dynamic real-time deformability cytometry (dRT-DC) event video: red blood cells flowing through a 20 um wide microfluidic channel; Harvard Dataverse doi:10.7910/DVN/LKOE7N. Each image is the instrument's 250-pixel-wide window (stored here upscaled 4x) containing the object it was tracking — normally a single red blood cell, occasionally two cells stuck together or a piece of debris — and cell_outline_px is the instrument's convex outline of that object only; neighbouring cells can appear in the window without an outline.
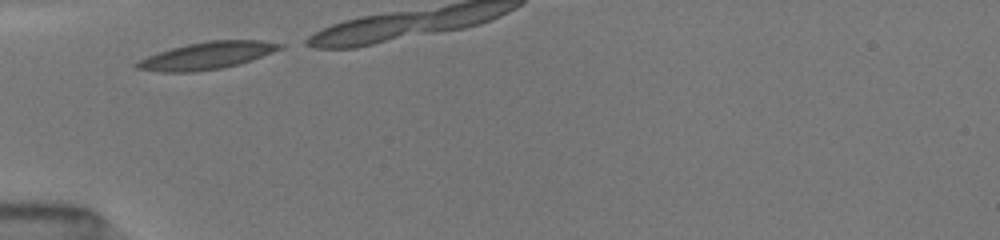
{"species": "common noctule bat (a hibernating species)", "species_latin": "Nyctalus noctula", "temperature_condition": "room temperature", "stored_images_in_passage": 6, "camera_frame_rate_fps": 3000, "um_per_image_px": 0.085, "animal": {"sex": "female", "body_mass_g": 19.5, "forearm_length_mm": 54.1}, "frame": {"image": 1, "passage_image": 1, "time_ms": 0.0, "image_size_px": [1000, 240], "cell_outline_px": [[284, 48], [240, 64], [220, 68], [196, 72], [156, 72], [136, 68], [132, 64], [136, 60], [172, 48], [188, 44], [212, 40], [260, 40], [284, 44]], "centroid_in_image_um": [17.57, 4.74], "position_along_channel_um": 67.4, "area_um2": 22.72}}